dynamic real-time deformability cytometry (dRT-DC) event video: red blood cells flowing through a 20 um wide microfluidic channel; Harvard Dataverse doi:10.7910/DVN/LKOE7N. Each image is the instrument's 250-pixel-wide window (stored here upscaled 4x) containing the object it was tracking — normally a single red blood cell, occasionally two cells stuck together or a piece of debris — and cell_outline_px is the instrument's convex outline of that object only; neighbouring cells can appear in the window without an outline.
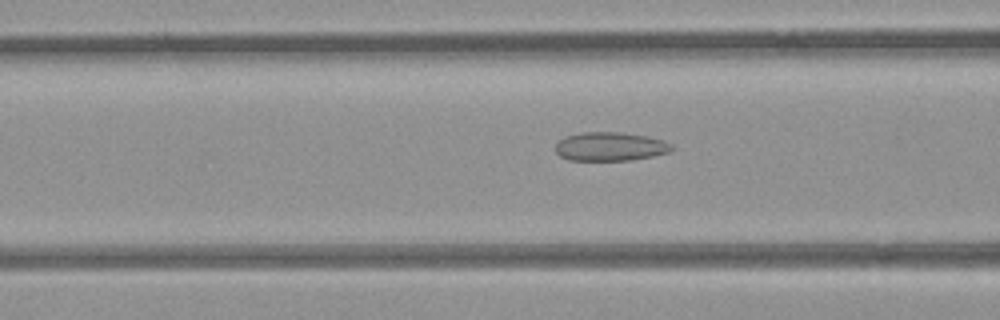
{"species": "common noctule bat (a hibernating species)", "species_latin": "Nyctalus noctula", "temperature_condition": "room temperature", "stored_images_in_passage": 49, "camera_frame_rate_fps": 3000, "um_per_image_px": 0.085, "animal": {"sex": "female", "body_mass_g": 21.9}, "frame": {"image": 1, "passage_image": 21, "time_ms": 6.667, "image_size_px": [1000, 320], "cell_outline_px": [[672, 148], [668, 152], [652, 156], [628, 160], [568, 160], [560, 156], [556, 152], [556, 144], [564, 136], [584, 132], [620, 132], [648, 136], [664, 140], [672, 144]], "centroid_in_image_um": [51.85, 12.45], "position_along_channel_um": 114.7, "area_um2": 19.42}}
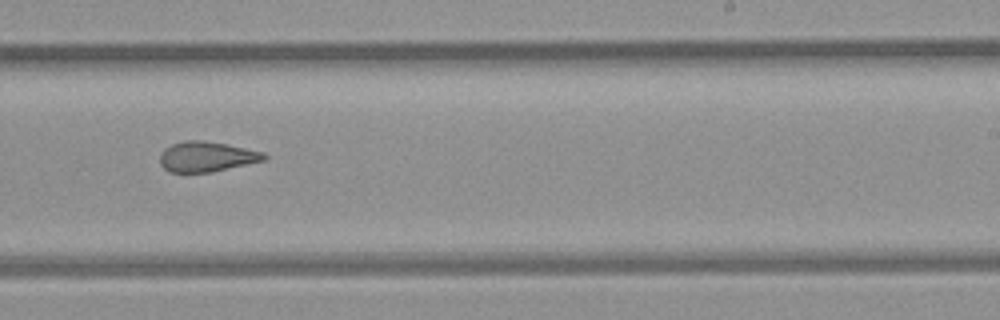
{"frame": {"image": 2, "passage_image": 33, "time_ms": 10.667, "image_size_px": [1000, 320], "cell_outline_px": [[268, 156], [264, 160], [212, 172], [168, 172], [160, 164], [160, 156], [164, 148], [172, 144], [184, 140], [204, 140], [228, 144], [264, 152]], "centroid_in_image_um": [17.55, 13.3], "position_along_channel_um": 271.4, "area_um2": 18.38}}
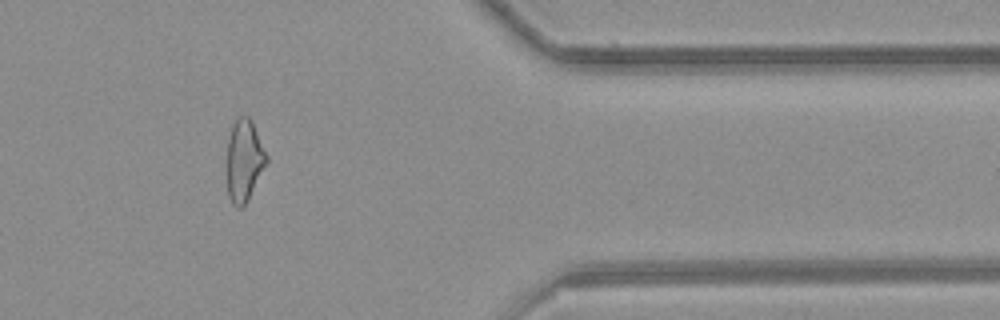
{"frame": {"image": 3, "passage_image": 44, "time_ms": 14.333, "image_size_px": [1000, 320], "cell_outline_px": [[268, 160], [248, 200], [240, 208], [236, 208], [232, 204], [228, 196], [228, 136], [232, 124], [236, 116], [248, 116], [252, 120], [268, 156]], "centroid_in_image_um": [20.76, 13.61], "position_along_channel_um": 390.6, "area_um2": 18.9}}